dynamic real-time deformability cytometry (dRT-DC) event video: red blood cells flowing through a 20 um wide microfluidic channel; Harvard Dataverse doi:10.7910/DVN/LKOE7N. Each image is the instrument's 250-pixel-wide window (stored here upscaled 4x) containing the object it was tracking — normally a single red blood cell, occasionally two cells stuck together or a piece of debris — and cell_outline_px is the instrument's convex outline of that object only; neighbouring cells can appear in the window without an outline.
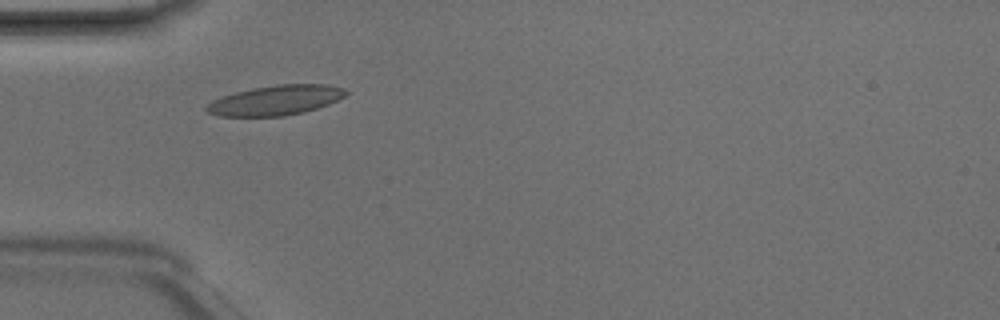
{"species": "Egyptian fruit bat (a non-hibernating species)", "species_latin": "Rousettus aegyptiacus", "temperature_condition": "room temperature", "stored_images_in_passage": 3, "camera_frame_rate_fps": 3000, "um_per_image_px": 0.085, "animal": {"sex": "male"}, "frame": {"image": 1, "passage_image": 1, "time_ms": 0.0, "image_size_px": [1000, 320], "cell_outline_px": [[348, 92], [344, 96], [328, 104], [304, 112], [284, 116], [220, 116], [208, 112], [204, 108], [212, 100], [236, 92], [252, 88], [276, 84], [328, 84], [344, 88]], "centroid_in_image_um": [23.44, 8.51], "position_along_channel_um": 61.6, "area_um2": 24.1}}